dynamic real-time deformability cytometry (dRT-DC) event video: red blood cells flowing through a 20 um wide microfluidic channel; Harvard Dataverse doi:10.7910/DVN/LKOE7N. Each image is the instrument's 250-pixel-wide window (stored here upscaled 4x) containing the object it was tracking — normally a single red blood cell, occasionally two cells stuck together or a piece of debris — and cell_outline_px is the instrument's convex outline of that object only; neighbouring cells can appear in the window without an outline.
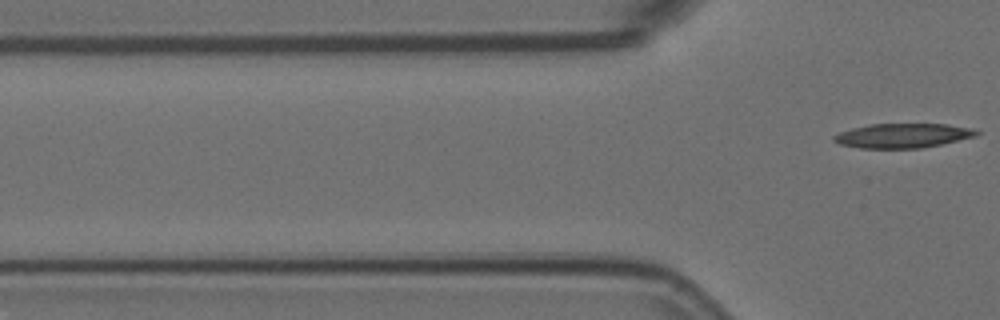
{"species": "Egyptian fruit bat (a non-hibernating species)", "species_latin": "Rousettus aegyptiacus", "temperature_condition": "room temperature", "stored_images_in_passage": 6, "camera_frame_rate_fps": 3000, "um_per_image_px": 0.085, "animal": {"sex": "female"}, "frame": {"image": 1, "passage_image": 6, "time_ms": 1.667, "image_size_px": [1000, 320], "cell_outline_px": [[980, 132], [976, 136], [940, 144], [920, 148], [860, 148], [840, 144], [832, 140], [832, 136], [840, 132], [852, 128], [872, 124], [944, 124], [972, 128]], "centroid_in_image_um": [76.71, 11.53], "position_along_channel_um": 49.1, "area_um2": 20.11}}